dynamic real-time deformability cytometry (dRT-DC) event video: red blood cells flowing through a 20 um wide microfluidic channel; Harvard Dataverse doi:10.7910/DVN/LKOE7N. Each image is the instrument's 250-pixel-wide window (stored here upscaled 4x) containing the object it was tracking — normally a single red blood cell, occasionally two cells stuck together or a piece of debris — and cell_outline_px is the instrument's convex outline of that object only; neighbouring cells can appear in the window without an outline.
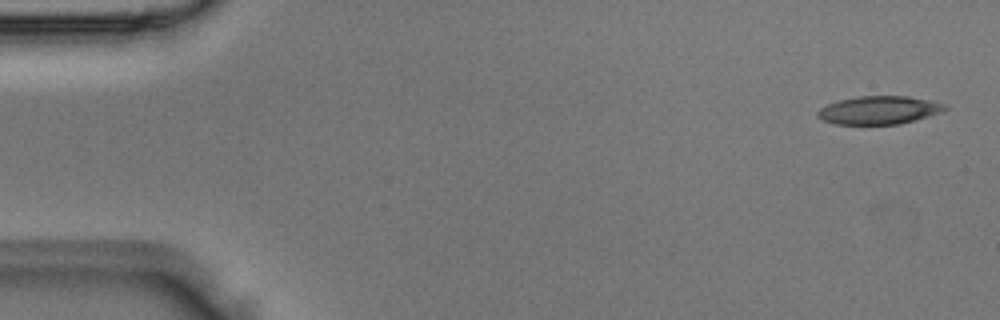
{"species": "Egyptian fruit bat (a non-hibernating species)", "species_latin": "Rousettus aegyptiacus", "temperature_condition": "room temperature", "stored_images_in_passage": 4, "camera_frame_rate_fps": 3000, "um_per_image_px": 0.085, "animal": {"sex": "male"}, "frame": {"image": 1, "passage_image": 1, "time_ms": 0.0, "image_size_px": [1000, 320], "cell_outline_px": [[948, 108], [940, 112], [916, 120], [900, 124], [836, 124], [824, 120], [816, 116], [816, 112], [820, 108], [828, 104], [840, 100], [856, 96], [908, 96], [932, 100], [948, 104]], "centroid_in_image_um": [74.75, 9.35], "position_along_channel_um": 10.3, "area_um2": 20.98}}
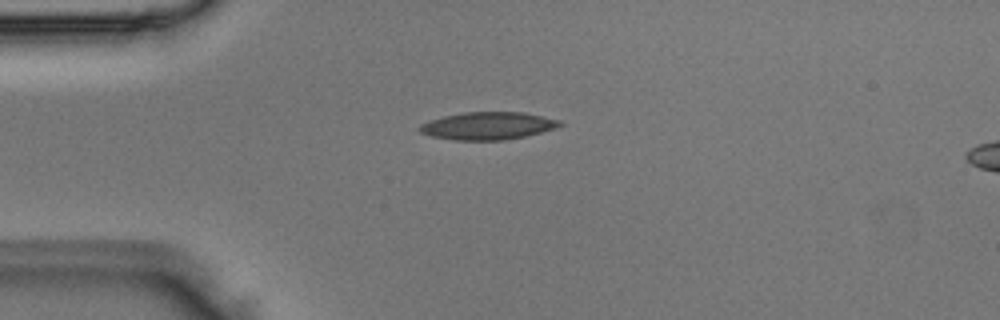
{"frame": {"image": 2, "passage_image": 3, "time_ms": 0.667, "image_size_px": [1000, 320], "cell_outline_px": [[564, 124], [556, 128], [524, 136], [504, 140], [456, 140], [432, 136], [420, 132], [416, 128], [420, 124], [444, 116], [464, 112], [524, 112], [560, 120]], "centroid_in_image_um": [41.47, 10.69], "position_along_channel_um": 43.5, "area_um2": 22.43}}